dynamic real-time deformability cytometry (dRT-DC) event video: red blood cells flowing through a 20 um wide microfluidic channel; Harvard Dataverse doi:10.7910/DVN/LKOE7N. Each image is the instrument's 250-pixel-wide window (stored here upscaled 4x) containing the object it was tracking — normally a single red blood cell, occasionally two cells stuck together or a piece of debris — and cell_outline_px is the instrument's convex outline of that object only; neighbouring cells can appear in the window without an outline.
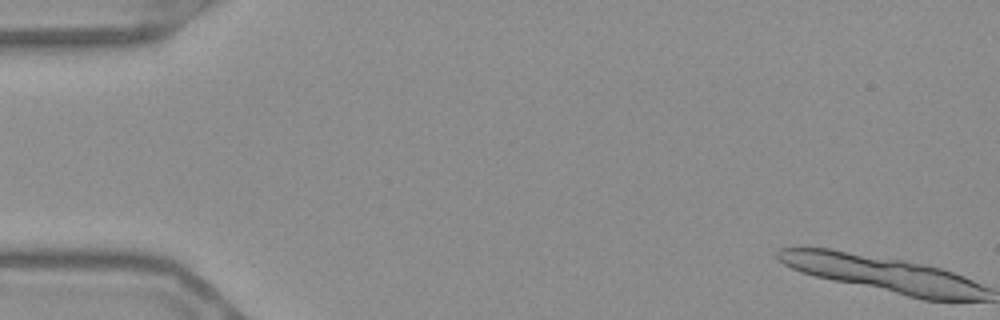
{"species": "Egyptian fruit bat (a non-hibernating species)", "species_latin": "Rousettus aegyptiacus", "temperature_condition": "warm", "stored_images_in_passage": 8, "segment_of_instrument_passage": [1, 2], "camera_frame_rate_fps": 3000, "um_per_image_px": 0.085, "frame": {"image": 1, "passage_image": 1, "time_ms": 0.0, "image_size_px": [1000, 320], "cell_outline_px": [[984, 288], [980, 300], [932, 300], [824, 276], [808, 272], [796, 268], [792, 264], [800, 248], [816, 248], [840, 252], [932, 268], [948, 272], [960, 276]], "centroid_in_image_um": [75.47, 23.39], "position_along_channel_um": 9.5, "area_um2": 36.53}}